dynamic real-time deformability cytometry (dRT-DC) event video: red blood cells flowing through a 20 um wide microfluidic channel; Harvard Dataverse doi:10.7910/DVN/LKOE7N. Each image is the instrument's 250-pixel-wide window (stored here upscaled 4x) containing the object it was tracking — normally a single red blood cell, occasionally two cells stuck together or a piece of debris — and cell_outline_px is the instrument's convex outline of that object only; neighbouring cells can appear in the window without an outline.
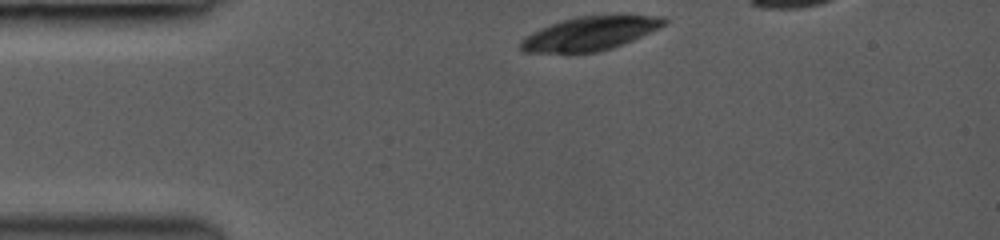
{"species": "common noctule bat (a hibernating species)", "species_latin": "Nyctalus noctula", "temperature_condition": "room temperature", "stored_images_in_passage": 13, "camera_frame_rate_fps": 3000, "um_per_image_px": 0.085, "animal": {"sex": "female", "body_mass_g": 19.0, "forearm_length_mm": 53.3}, "frame": {"image": 1, "passage_image": 1, "time_ms": 0.0, "image_size_px": [1000, 240], "cell_outline_px": [[668, 24], [660, 28], [632, 40], [612, 48], [596, 52], [524, 52], [520, 48], [520, 40], [532, 32], [552, 24], [576, 16], [620, 12], [668, 16]], "centroid_in_image_um": [50.31, 2.77], "position_along_channel_um": 34.7, "area_um2": 29.07}}
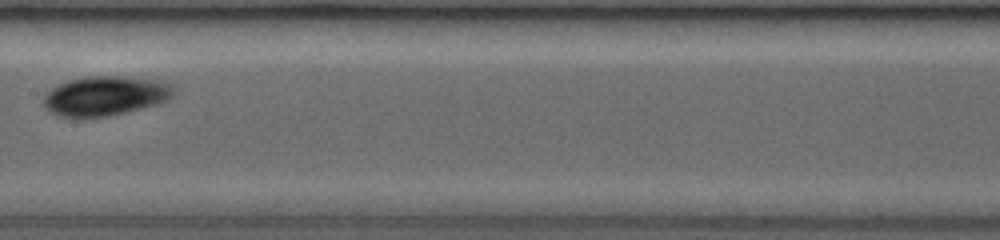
{"frame": {"image": 2, "passage_image": 6, "time_ms": 5.0, "image_size_px": [1000, 240], "cell_outline_px": [[176, 92], [168, 100], [156, 104], [108, 116], [56, 116], [44, 108], [44, 96], [52, 88], [68, 80], [84, 76], [124, 76], [156, 80], [168, 84]], "centroid_in_image_um": [8.92, 8.13], "position_along_channel_um": 198.5, "area_um2": 29.59}}